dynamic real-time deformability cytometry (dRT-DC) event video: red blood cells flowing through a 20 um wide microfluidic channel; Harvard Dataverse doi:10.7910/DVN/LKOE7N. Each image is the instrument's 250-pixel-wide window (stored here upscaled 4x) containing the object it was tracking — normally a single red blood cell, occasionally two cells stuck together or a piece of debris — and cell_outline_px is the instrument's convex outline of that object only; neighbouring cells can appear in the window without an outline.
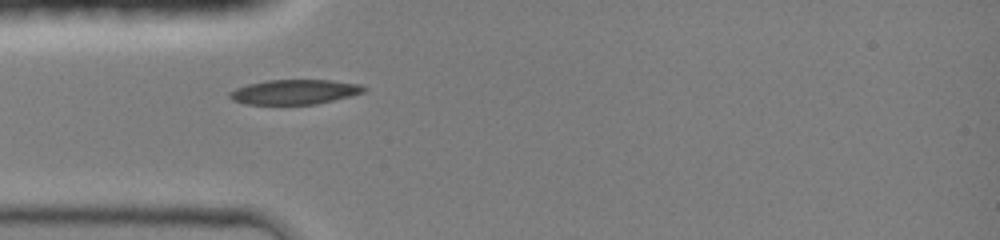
{"species": "common noctule bat (a hibernating species)", "species_latin": "Nyctalus noctula", "temperature_condition": "room temperature", "stored_images_in_passage": 31, "camera_frame_rate_fps": 3000, "um_per_image_px": 0.085, "animal": {"sex": "female", "body_mass_g": 19.0, "forearm_length_mm": 51.5}, "frame": {"image": 1, "passage_image": 1, "time_ms": 0.0, "image_size_px": [1000, 240], "cell_outline_px": [[368, 88], [364, 92], [352, 96], [316, 104], [244, 104], [232, 100], [228, 96], [228, 92], [236, 88], [248, 84], [264, 80], [328, 80], [360, 84]], "centroid_in_image_um": [25.03, 7.81], "position_along_channel_um": 60.0, "area_um2": 19.48}}
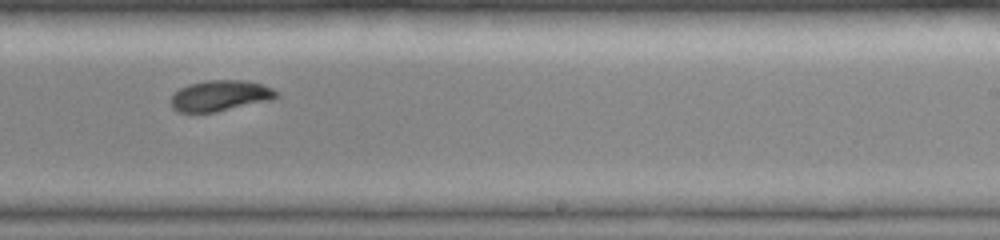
{"frame": {"image": 2, "passage_image": 16, "time_ms": 5.0, "image_size_px": [1000, 240], "cell_outline_px": [[280, 96], [272, 100], [216, 112], [176, 112], [172, 108], [172, 96], [180, 88], [188, 84], [208, 80], [244, 80], [264, 84], [280, 92]], "centroid_in_image_um": [18.77, 8.13], "position_along_channel_um": 270.2, "area_um2": 19.13}}
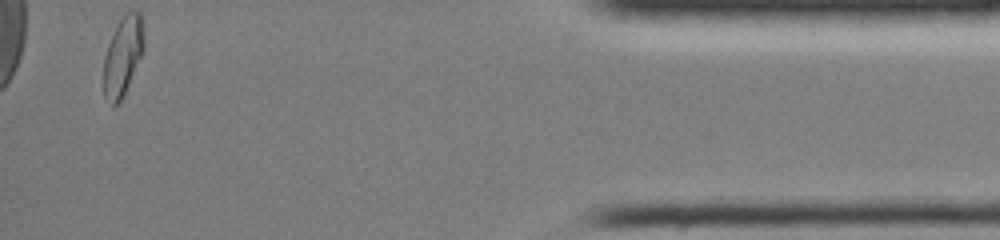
{"frame": {"image": 3, "passage_image": 31, "time_ms": 10.0, "image_size_px": [1000, 240], "cell_outline_px": [[144, 52], [124, 96], [112, 108], [104, 100], [104, 56], [108, 44], [124, 12], [140, 12], [144, 20]], "centroid_in_image_um": [10.47, 4.8], "position_along_channel_um": 424.7, "area_um2": 19.02}, "authors_computed_cell_mechanics": {"area_um2": 19.1896, "velocity_mm_per_s": 4.2318, "shape_relaxation_time_tau1_ms": 3.3939, "shape_relaxation_time_tau2_ms": 2.9014, "deformation_change_tau1": 0.1514, "deformation_change_tau2": 0.0656}}